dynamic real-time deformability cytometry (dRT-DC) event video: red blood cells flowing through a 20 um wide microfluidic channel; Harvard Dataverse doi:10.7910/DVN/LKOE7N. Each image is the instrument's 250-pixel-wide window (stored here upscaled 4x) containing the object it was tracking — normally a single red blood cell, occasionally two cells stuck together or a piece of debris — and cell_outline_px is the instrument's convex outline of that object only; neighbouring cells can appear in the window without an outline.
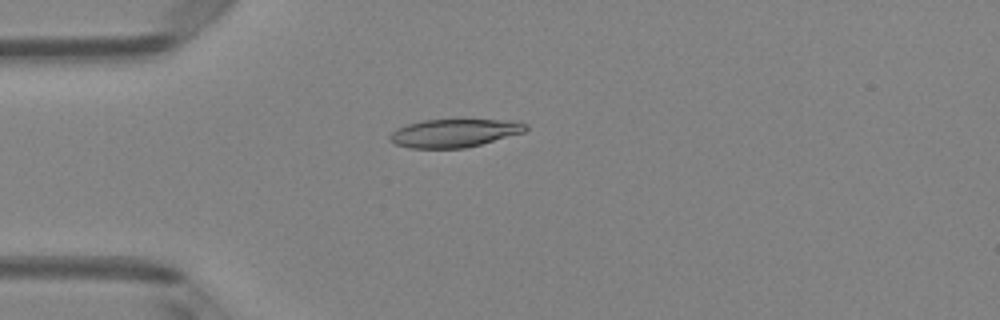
{"species": "Egyptian fruit bat (a non-hibernating species)", "species_latin": "Rousettus aegyptiacus", "temperature_condition": "room temperature", "stored_images_in_passage": 6, "camera_frame_rate_fps": 3000, "um_per_image_px": 0.085, "animal": {"sex": "female"}, "frame": {"image": 1, "passage_image": 4, "time_ms": 1.0, "image_size_px": [1000, 320], "cell_outline_px": [[528, 128], [524, 132], [480, 144], [464, 148], [408, 148], [396, 144], [388, 140], [388, 136], [396, 128], [408, 124], [424, 120], [520, 120], [528, 124]], "centroid_in_image_um": [38.62, 11.3], "position_along_channel_um": 46.4, "area_um2": 22.31}}
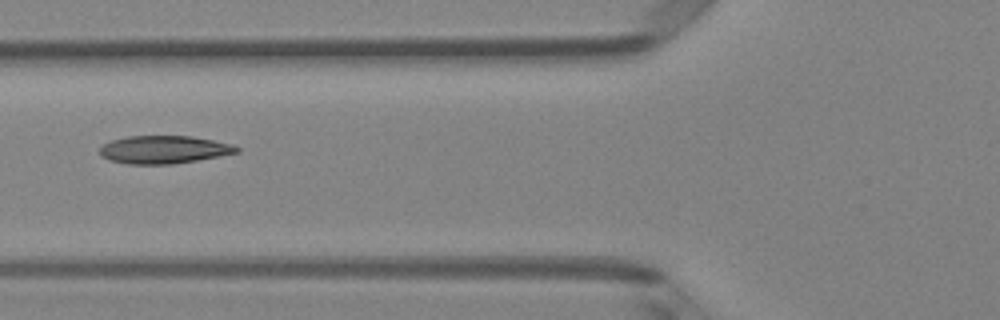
{"frame": {"image": 2, "passage_image": 6, "time_ms": 1.667, "image_size_px": [1000, 320], "cell_outline_px": [[240, 152], [220, 156], [172, 164], [128, 164], [108, 160], [100, 156], [100, 148], [104, 144], [112, 140], [128, 136], [192, 136], [232, 144], [240, 148]], "centroid_in_image_um": [13.93, 12.72], "position_along_channel_um": 111.9, "area_um2": 22.25}}